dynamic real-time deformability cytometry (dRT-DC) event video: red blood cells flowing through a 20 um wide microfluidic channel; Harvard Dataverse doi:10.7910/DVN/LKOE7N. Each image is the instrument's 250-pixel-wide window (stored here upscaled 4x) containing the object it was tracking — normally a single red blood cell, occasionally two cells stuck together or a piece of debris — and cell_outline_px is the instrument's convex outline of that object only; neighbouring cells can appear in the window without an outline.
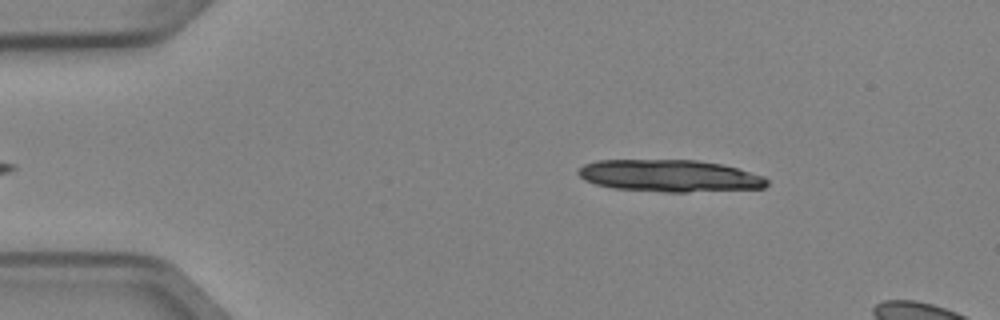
{"species": "Egyptian fruit bat (a non-hibernating species)", "species_latin": "Rousettus aegyptiacus", "temperature_condition": "cold", "stored_images_in_passage": 4, "camera_frame_rate_fps": 3000, "um_per_image_px": 0.085, "animal": {"sex": "female"}, "frame": {"image": 1, "passage_image": 4, "time_ms": 1.0, "image_size_px": [1000, 320], "cell_outline_px": [[768, 184], [764, 188], [688, 192], [664, 192], [612, 188], [596, 184], [584, 180], [576, 172], [584, 164], [596, 160], [696, 160], [720, 164], [736, 168], [764, 176], [768, 180]], "centroid_in_image_um": [56.9, 14.95], "position_along_channel_um": 28.1, "area_um2": 35.26}}